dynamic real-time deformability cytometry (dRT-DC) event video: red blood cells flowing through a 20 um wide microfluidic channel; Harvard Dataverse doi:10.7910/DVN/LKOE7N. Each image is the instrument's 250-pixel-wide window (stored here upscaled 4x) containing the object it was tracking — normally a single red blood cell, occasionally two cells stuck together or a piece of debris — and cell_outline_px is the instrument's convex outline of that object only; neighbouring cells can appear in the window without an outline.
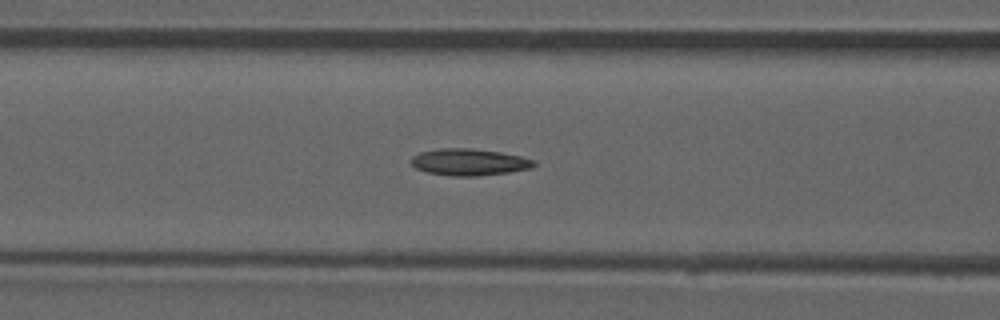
{"species": "common noctule bat (a hibernating species)", "species_latin": "Nyctalus noctula", "temperature_condition": "room temperature", "stored_images_in_passage": 47, "camera_frame_rate_fps": 3000, "um_per_image_px": 0.085, "animal": {"sex": "male", "forearm_length_mm": 52.5}, "frame": {"image": 1, "passage_image": 20, "time_ms": 6.333, "image_size_px": [1000, 320], "cell_outline_px": [[536, 164], [532, 168], [508, 172], [476, 176], [452, 176], [428, 172], [416, 168], [408, 160], [412, 156], [420, 152], [440, 148], [468, 148], [500, 152], [520, 156], [536, 160]], "centroid_in_image_um": [39.87, 13.77], "position_along_channel_um": 126.7, "area_um2": 19.13}}